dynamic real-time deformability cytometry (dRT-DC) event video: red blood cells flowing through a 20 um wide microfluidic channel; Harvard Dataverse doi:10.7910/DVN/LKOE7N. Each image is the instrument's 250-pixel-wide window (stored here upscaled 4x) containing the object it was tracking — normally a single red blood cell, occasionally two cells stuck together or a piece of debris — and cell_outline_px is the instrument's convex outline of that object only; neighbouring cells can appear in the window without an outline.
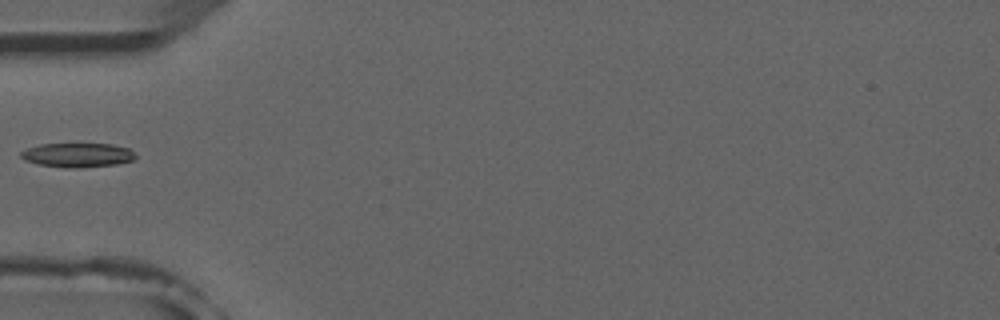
{"species": "common noctule bat (a hibernating species)", "species_latin": "Nyctalus noctula", "temperature_condition": "room temperature", "stored_images_in_passage": 5, "camera_frame_rate_fps": 3000, "um_per_image_px": 0.085, "animal": {"sex": "male", "forearm_length_mm": 52.5}, "frame": {"image": 1, "passage_image": 5, "time_ms": 5.667, "image_size_px": [1000, 320], "cell_outline_px": [[136, 160], [116, 164], [76, 168], [64, 168], [36, 164], [24, 160], [20, 156], [20, 152], [28, 148], [40, 144], [112, 144], [128, 148], [136, 156]], "centroid_in_image_um": [6.57, 13.19], "position_along_channel_um": 78.4, "area_um2": 16.24}}